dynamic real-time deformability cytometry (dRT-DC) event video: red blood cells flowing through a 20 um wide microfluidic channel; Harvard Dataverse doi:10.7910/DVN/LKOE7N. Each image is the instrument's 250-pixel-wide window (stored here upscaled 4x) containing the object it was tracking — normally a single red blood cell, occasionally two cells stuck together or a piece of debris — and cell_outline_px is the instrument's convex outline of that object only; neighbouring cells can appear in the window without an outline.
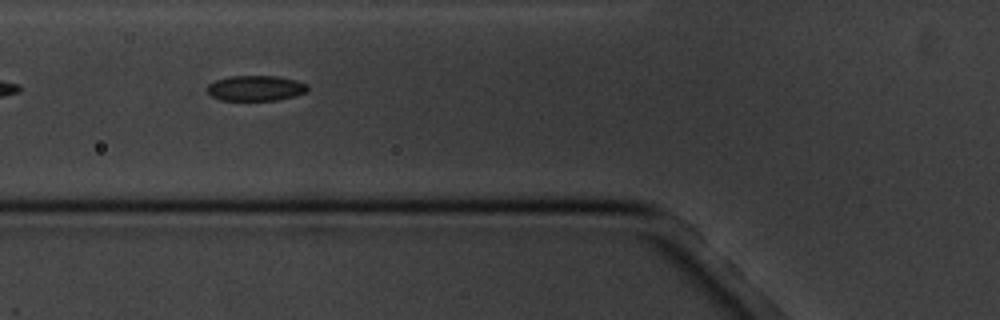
{"species": "common noctule bat (a hibernating species)", "species_latin": "Nyctalus noctula", "temperature_condition": "cold", "stored_images_in_passage": 7, "camera_frame_rate_fps": 3000, "um_per_image_px": 0.085, "animal": {"sex": "male", "body_mass_g": 20.1, "forearm_length_mm": 53.5}, "frame": {"image": 1, "passage_image": 6, "time_ms": 6.0, "image_size_px": [1000, 320], "cell_outline_px": [[308, 92], [296, 96], [276, 100], [220, 100], [212, 96], [204, 88], [208, 84], [216, 80], [232, 76], [276, 76], [296, 80], [308, 84]], "centroid_in_image_um": [21.75, 7.5], "position_along_channel_um": 104.1, "area_um2": 14.97}}
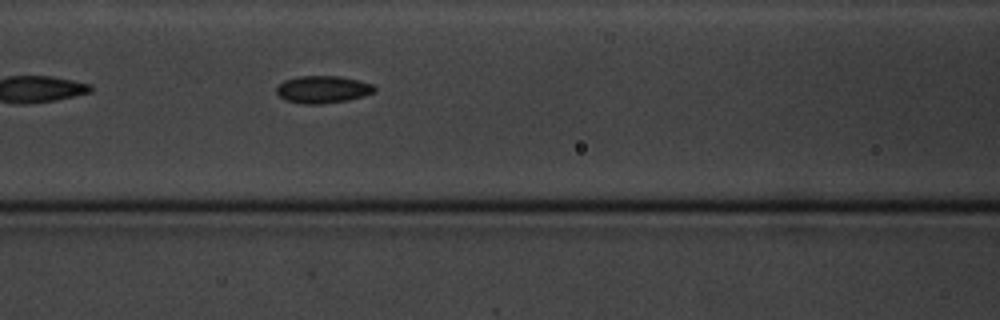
{"frame": {"image": 2, "passage_image": 7, "time_ms": 7.0, "image_size_px": [1000, 320], "cell_outline_px": [[376, 88], [372, 92], [364, 96], [348, 100], [320, 104], [300, 104], [284, 100], [276, 92], [276, 88], [284, 80], [300, 76], [340, 76], [360, 80], [372, 84]], "centroid_in_image_um": [27.42, 7.6], "position_along_channel_um": 139.2, "area_um2": 15.66}}